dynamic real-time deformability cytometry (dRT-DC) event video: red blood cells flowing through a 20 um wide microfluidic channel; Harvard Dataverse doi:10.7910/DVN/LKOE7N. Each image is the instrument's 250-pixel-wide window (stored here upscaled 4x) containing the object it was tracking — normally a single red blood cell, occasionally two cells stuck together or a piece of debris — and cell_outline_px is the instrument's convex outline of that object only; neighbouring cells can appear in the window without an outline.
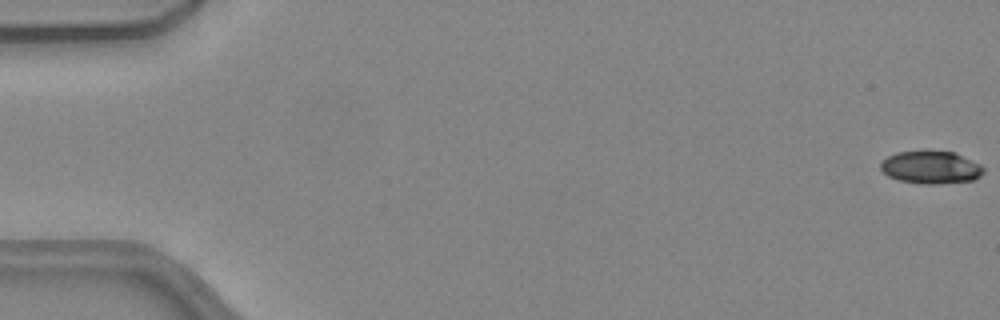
{"species": "common noctule bat (a hibernating species)", "species_latin": "Nyctalus noctula", "temperature_condition": "warm", "stored_images_in_passage": 52, "camera_frame_rate_fps": 3000, "um_per_image_px": 0.085, "animal": {"sex": "female", "body_mass_g": 24.6, "forearm_length_mm": 56.2}, "frame": {"image": 1, "passage_image": 1, "time_ms": 0.0, "image_size_px": [1000, 320], "cell_outline_px": [[984, 172], [980, 176], [972, 180], [936, 184], [924, 184], [900, 180], [888, 176], [880, 168], [880, 164], [888, 156], [896, 152], [952, 152], [980, 164], [984, 168]], "centroid_in_image_um": [79.12, 14.24], "position_along_channel_um": 5.9, "area_um2": 19.13}}
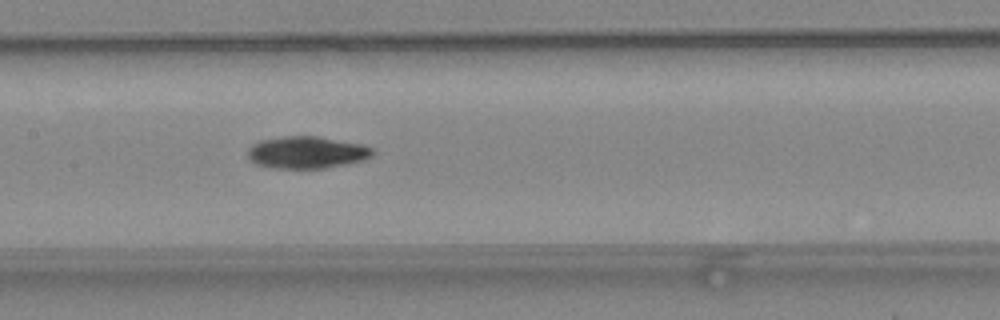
{"frame": {"image": 2, "passage_image": 26, "time_ms": 8.333, "image_size_px": [1000, 320], "cell_outline_px": [[376, 152], [372, 156], [364, 160], [348, 164], [324, 168], [272, 168], [256, 164], [248, 156], [248, 148], [252, 144], [260, 140], [284, 136], [316, 136], [360, 144], [372, 148]], "centroid_in_image_um": [26.08, 12.96], "position_along_channel_um": 181.3, "area_um2": 23.35}}
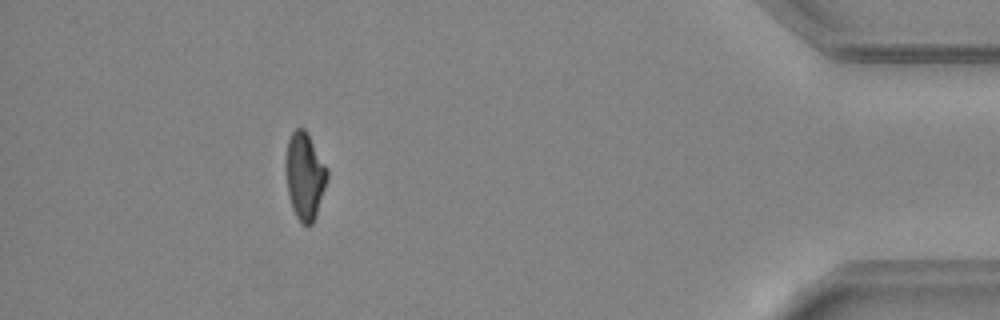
{"frame": {"image": 3, "passage_image": 47, "time_ms": 15.333, "image_size_px": [1000, 320], "cell_outline_px": [[328, 180], [312, 224], [304, 224], [296, 216], [292, 208], [288, 192], [284, 164], [288, 140], [292, 132], [296, 128], [304, 128], [308, 132], [328, 168]], "centroid_in_image_um": [25.9, 14.89], "position_along_channel_um": 409.3, "area_um2": 21.15}, "authors_computed_cell_mechanics": {"area_um2": 21.7906, "velocity_mm_per_s": 4.069, "shape_relaxation_time_tau1_ms": null, "shape_relaxation_time_tau2_ms": 5.0833, "deformation_change_tau1": null, "deformation_change_tau2": 0.1227}}